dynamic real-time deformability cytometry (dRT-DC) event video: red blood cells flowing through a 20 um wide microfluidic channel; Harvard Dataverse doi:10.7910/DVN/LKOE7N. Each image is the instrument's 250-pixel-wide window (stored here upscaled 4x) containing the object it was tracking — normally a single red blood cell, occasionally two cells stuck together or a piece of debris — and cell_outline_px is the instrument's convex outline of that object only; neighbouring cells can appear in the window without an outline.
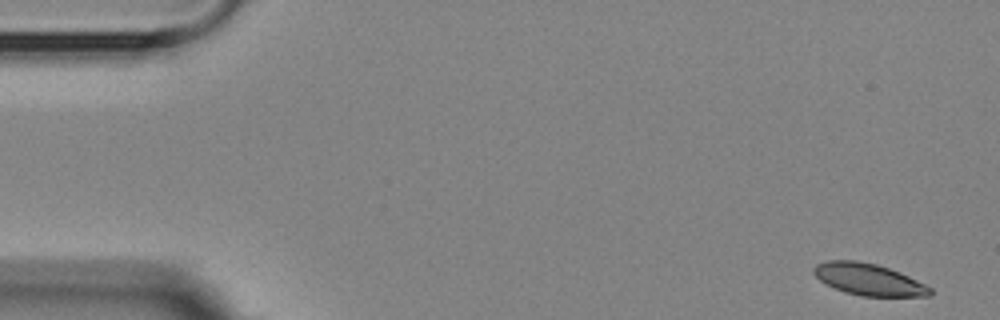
{"species": "Egyptian fruit bat (a non-hibernating species)", "species_latin": "Rousettus aegyptiacus", "temperature_condition": "room temperature", "stored_images_in_passage": 5, "camera_frame_rate_fps": 3000, "um_per_image_px": 0.085, "animal": {"sex": "female"}, "frame": {"image": 1, "passage_image": 1, "time_ms": 0.0, "image_size_px": [1000, 320], "cell_outline_px": [[932, 296], [860, 296], [844, 292], [820, 280], [812, 272], [812, 268], [816, 264], [828, 260], [856, 260], [876, 264], [900, 272], [932, 288]], "centroid_in_image_um": [73.82, 23.75], "position_along_channel_um": 11.2, "area_um2": 21.44}}
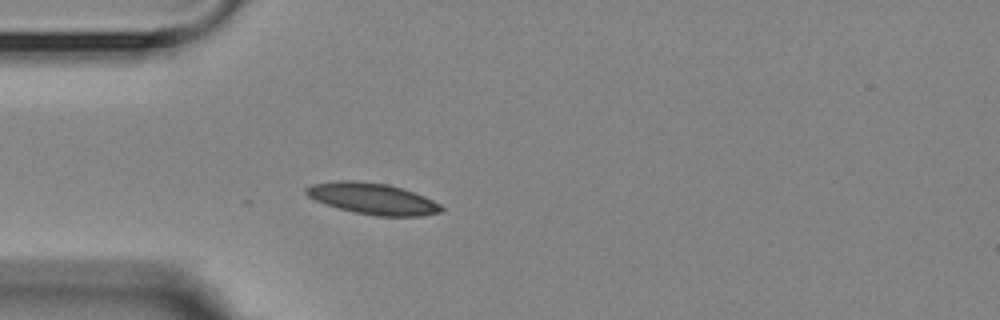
{"frame": {"image": 2, "passage_image": 5, "time_ms": 4.333, "image_size_px": [1000, 320], "cell_outline_px": [[444, 212], [420, 216], [376, 216], [356, 212], [340, 208], [316, 200], [308, 196], [304, 192], [304, 188], [312, 184], [340, 180], [352, 180], [388, 184], [424, 196], [440, 204], [444, 208]], "centroid_in_image_um": [31.69, 16.88], "position_along_channel_um": 53.3, "area_um2": 24.39}}